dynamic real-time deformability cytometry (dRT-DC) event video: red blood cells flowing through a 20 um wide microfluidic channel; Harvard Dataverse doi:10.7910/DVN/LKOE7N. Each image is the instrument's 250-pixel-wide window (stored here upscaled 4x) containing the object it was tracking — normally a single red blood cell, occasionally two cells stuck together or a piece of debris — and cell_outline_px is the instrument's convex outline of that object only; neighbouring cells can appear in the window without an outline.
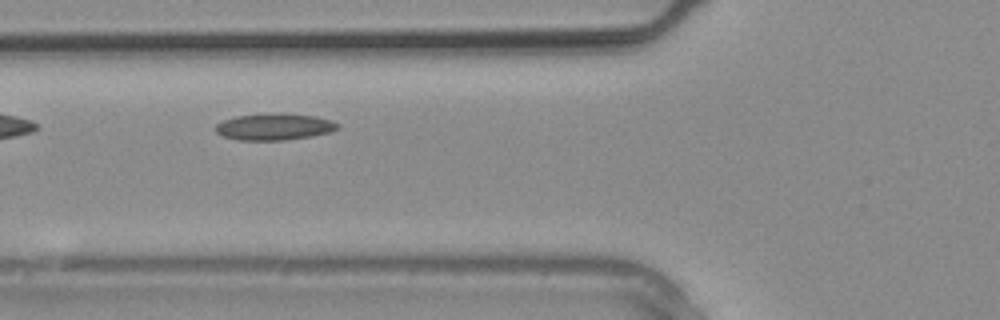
{"species": "common noctule bat (a hibernating species)", "species_latin": "Nyctalus noctula", "temperature_condition": "warm", "stored_images_in_passage": 2, "camera_frame_rate_fps": 3000, "um_per_image_px": 0.085, "animal": {"sex": "male", "body_mass_g": 20.4}, "frame": {"image": 1, "passage_image": 2, "time_ms": 0.333, "image_size_px": [1000, 320], "cell_outline_px": [[340, 128], [328, 132], [312, 136], [284, 140], [236, 140], [224, 136], [216, 132], [216, 124], [224, 120], [236, 116], [316, 116], [332, 120], [340, 124]], "centroid_in_image_um": [23.33, 10.83], "position_along_channel_um": 102.5, "area_um2": 17.92}}